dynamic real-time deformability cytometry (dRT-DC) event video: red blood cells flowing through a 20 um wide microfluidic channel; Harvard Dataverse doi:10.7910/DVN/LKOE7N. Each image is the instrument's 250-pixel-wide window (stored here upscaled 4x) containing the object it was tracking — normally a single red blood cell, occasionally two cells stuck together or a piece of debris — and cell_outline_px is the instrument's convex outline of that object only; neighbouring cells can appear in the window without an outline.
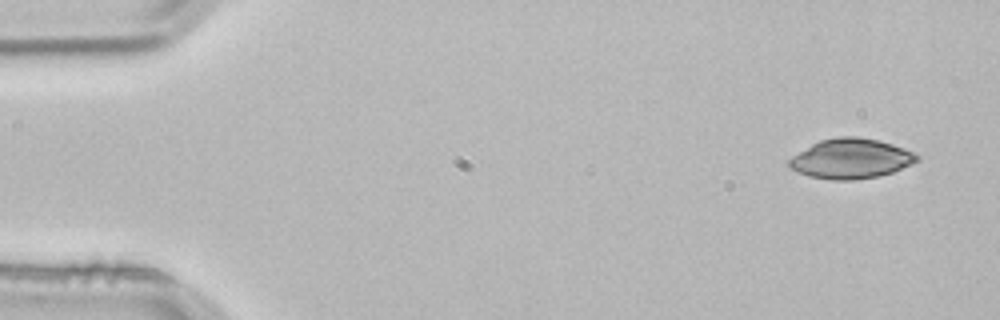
{"species": "common noctule bat (a hibernating species)", "species_latin": "Nyctalus noctula", "temperature_condition": "room temperature", "stored_images_in_passage": 4, "segment_of_instrument_passage": [1, 2], "camera_frame_rate_fps": 3000, "um_per_image_px": 0.085, "animal": {"sex": "male", "body_mass_g": 21.5, "forearm_length_mm": 52.0}, "frame": {"image": 1, "passage_image": 1, "time_ms": 0.0, "image_size_px": [1000, 320], "cell_outline_px": [[920, 160], [892, 172], [880, 176], [852, 180], [832, 180], [808, 176], [788, 168], [788, 160], [792, 156], [812, 144], [820, 140], [840, 136], [856, 136], [876, 140], [892, 144], [904, 148], [920, 156]], "centroid_in_image_um": [72.3, 13.49], "position_along_channel_um": 12.7, "area_um2": 29.71}}
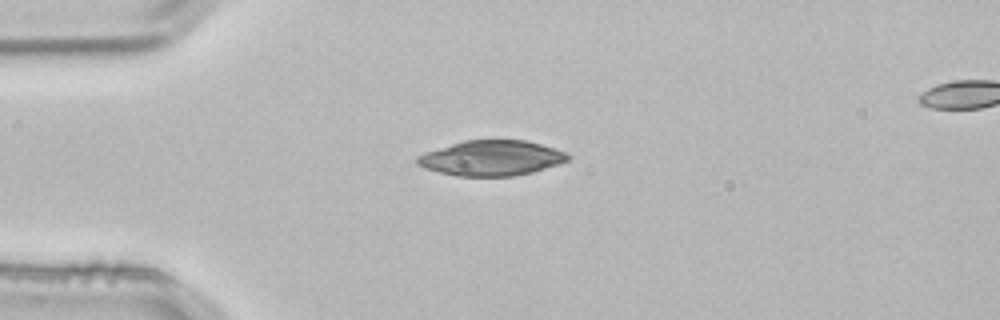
{"frame": {"image": 2, "passage_image": 3, "time_ms": 0.667, "image_size_px": [1000, 320], "cell_outline_px": [[572, 156], [568, 160], [560, 164], [532, 172], [512, 176], [456, 176], [424, 168], [416, 164], [416, 156], [424, 152], [464, 140], [524, 140], [540, 144], [564, 152]], "centroid_in_image_um": [41.74, 13.44], "position_along_channel_um": 43.3, "area_um2": 30.87}}